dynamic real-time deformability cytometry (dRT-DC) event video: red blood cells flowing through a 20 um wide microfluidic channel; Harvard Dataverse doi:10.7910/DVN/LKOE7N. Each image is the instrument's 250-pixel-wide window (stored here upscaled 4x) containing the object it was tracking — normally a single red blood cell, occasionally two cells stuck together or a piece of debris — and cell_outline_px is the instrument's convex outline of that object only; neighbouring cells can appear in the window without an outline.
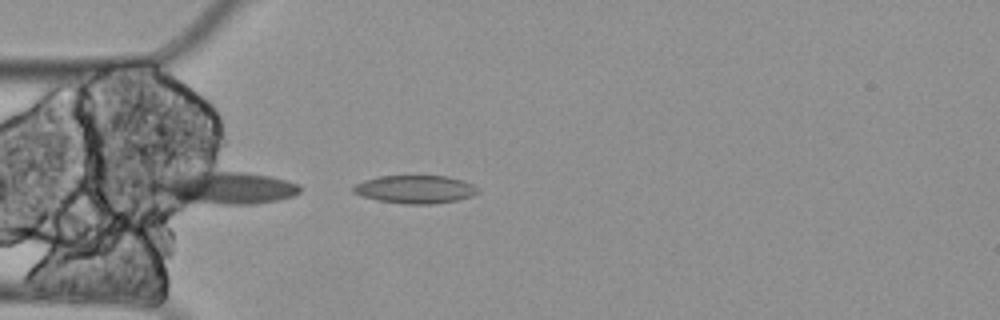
{"species": "Egyptian fruit bat (a non-hibernating species)", "species_latin": "Rousettus aegyptiacus", "temperature_condition": "cold", "stored_images_in_passage": 4, "camera_frame_rate_fps": 3000, "um_per_image_px": 0.085, "animal": {"sex": "female"}, "frame": {"image": 1, "passage_image": 4, "time_ms": 1.0, "image_size_px": [1000, 320], "cell_outline_px": [[480, 192], [472, 196], [456, 200], [432, 204], [404, 204], [376, 200], [352, 192], [352, 188], [356, 184], [364, 180], [380, 176], [448, 176], [464, 180], [480, 188]], "centroid_in_image_um": [35.33, 16.09], "position_along_channel_um": 49.7, "area_um2": 20.46}}